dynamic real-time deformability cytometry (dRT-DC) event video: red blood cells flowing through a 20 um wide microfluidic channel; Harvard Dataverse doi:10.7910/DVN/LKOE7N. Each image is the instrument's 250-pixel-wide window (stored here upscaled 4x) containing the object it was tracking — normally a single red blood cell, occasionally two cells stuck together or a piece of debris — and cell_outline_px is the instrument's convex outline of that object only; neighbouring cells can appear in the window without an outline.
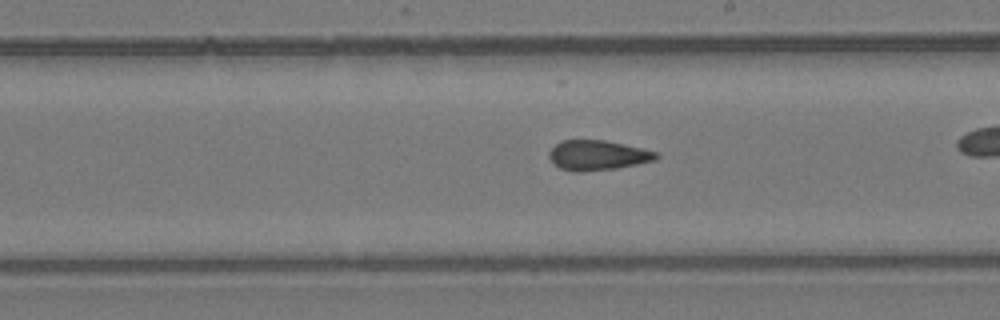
{"species": "common noctule bat (a hibernating species)", "species_latin": "Nyctalus noctula", "temperature_condition": "room temperature", "stored_images_in_passage": 26, "camera_frame_rate_fps": 3000, "um_per_image_px": 0.085, "animal": {"sex": "female", "body_mass_g": 24.6, "forearm_length_mm": 56.2}, "frame": {"image": 1, "passage_image": 15, "time_ms": 4.667, "image_size_px": [1000, 320], "cell_outline_px": [[660, 156], [656, 160], [616, 168], [580, 172], [572, 172], [560, 168], [548, 156], [548, 152], [560, 140], [604, 140], [624, 144], [660, 152]], "centroid_in_image_um": [50.82, 13.19], "position_along_channel_um": 238.2, "area_um2": 18.73}}
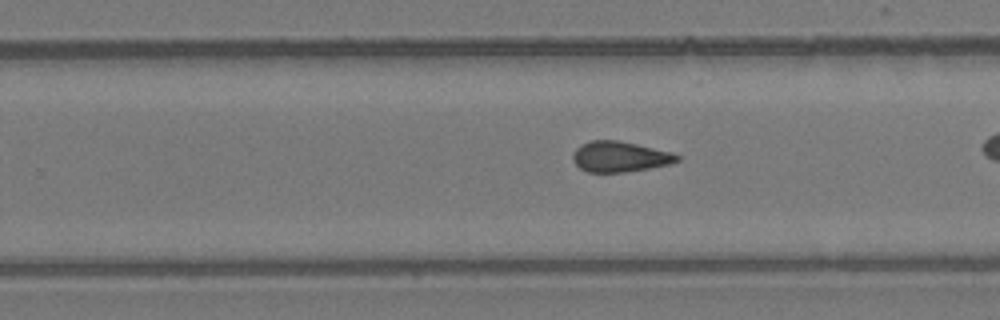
{"frame": {"image": 2, "passage_image": 18, "time_ms": 5.667, "image_size_px": [1000, 320], "cell_outline_px": [[680, 160], [668, 164], [648, 168], [624, 172], [588, 172], [580, 168], [576, 164], [572, 156], [576, 148], [580, 144], [592, 140], [620, 140], [672, 152], [680, 156]], "centroid_in_image_um": [52.68, 13.3], "position_along_channel_um": 277.1, "area_um2": 18.5}}